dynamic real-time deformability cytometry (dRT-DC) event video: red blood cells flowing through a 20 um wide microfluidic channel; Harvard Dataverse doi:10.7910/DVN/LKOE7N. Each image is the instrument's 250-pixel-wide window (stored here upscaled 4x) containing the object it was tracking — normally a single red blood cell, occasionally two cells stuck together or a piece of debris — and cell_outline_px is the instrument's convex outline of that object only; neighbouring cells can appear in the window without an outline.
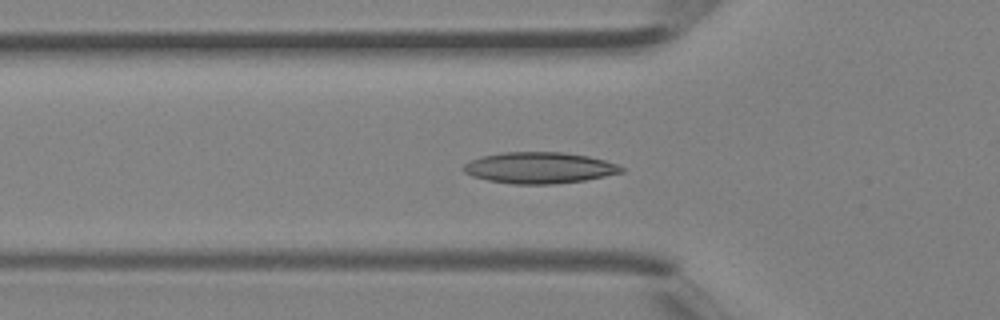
{"species": "Egyptian fruit bat (a non-hibernating species)", "species_latin": "Rousettus aegyptiacus", "temperature_condition": "room temperature", "stored_images_in_passage": 33, "camera_frame_rate_fps": 3000, "um_per_image_px": 0.085, "animal": {"sex": "female"}, "frame": {"image": 1, "passage_image": 6, "time_ms": 1.667, "image_size_px": [1000, 320], "cell_outline_px": [[624, 172], [584, 180], [552, 184], [512, 184], [488, 180], [472, 176], [464, 172], [464, 164], [480, 156], [504, 152], [564, 152], [588, 156], [604, 160], [616, 164], [624, 168]], "centroid_in_image_um": [45.84, 14.26], "position_along_channel_um": 80.0, "area_um2": 28.61}}
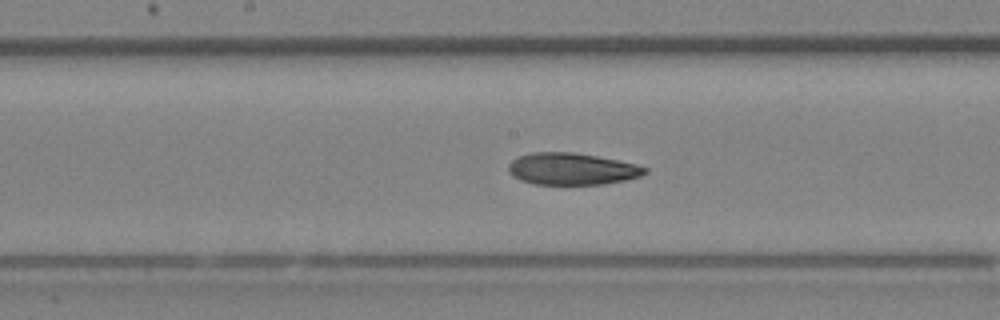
{"frame": {"image": 2, "passage_image": 13, "time_ms": 4.0, "image_size_px": [1000, 320], "cell_outline_px": [[648, 172], [640, 176], [624, 180], [604, 184], [532, 184], [520, 180], [512, 176], [508, 172], [508, 164], [516, 156], [532, 152], [576, 152], [636, 164], [648, 168]], "centroid_in_image_um": [48.56, 14.35], "position_along_channel_um": 199.6, "area_um2": 25.49}}
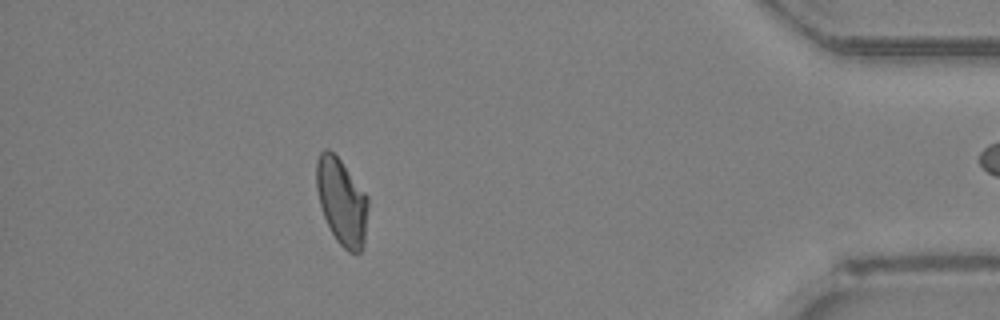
{"frame": {"image": 3, "passage_image": 28, "time_ms": 9.0, "image_size_px": [1000, 320], "cell_outline_px": [[368, 204], [364, 244], [360, 252], [348, 252], [336, 240], [324, 216], [320, 204], [316, 188], [316, 160], [320, 152], [324, 148], [328, 148], [340, 160], [368, 196]], "centroid_in_image_um": [29.04, 17.12], "position_along_channel_um": 406.2, "area_um2": 25.84}}